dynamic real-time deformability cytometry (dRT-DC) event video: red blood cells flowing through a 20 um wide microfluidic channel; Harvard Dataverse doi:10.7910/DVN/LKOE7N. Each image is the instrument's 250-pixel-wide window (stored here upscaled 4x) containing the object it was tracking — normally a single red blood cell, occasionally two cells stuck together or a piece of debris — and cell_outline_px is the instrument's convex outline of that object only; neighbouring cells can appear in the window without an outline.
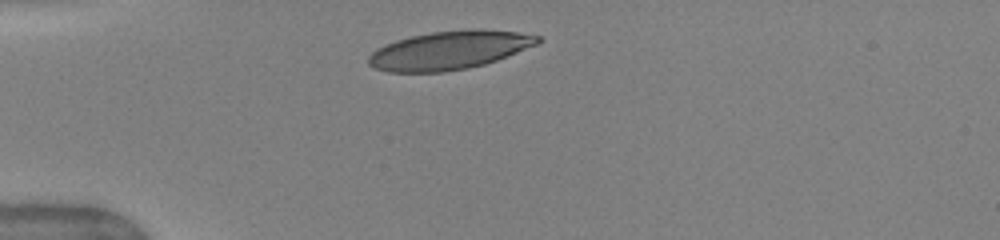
{"species": "human", "species_latin": "Homo sapiens", "temperature_condition": "warm", "stored_images_in_passage": 2, "camera_frame_rate_fps": 3000, "um_per_image_px": 0.085, "donor": {"sex": "female"}, "frame": {"image": 1, "passage_image": 1, "time_ms": 0.0, "image_size_px": [1000, 240], "cell_outline_px": [[544, 40], [540, 44], [496, 60], [484, 64], [468, 68], [444, 72], [388, 72], [376, 68], [368, 64], [368, 56], [376, 48], [396, 40], [412, 36], [432, 32], [472, 28], [480, 28], [516, 32], [540, 36]], "centroid_in_image_um": [38.23, 4.26], "position_along_channel_um": 46.8, "area_um2": 38.15}}